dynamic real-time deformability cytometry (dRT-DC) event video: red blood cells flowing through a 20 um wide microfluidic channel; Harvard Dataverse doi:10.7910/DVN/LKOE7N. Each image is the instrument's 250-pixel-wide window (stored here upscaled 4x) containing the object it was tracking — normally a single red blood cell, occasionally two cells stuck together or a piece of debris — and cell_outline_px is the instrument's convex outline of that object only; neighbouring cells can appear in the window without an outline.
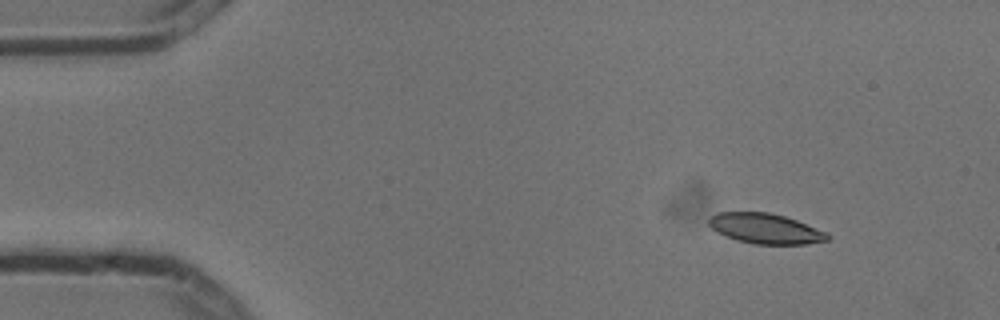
{"species": "common noctule bat (a hibernating species)", "species_latin": "Nyctalus noctula", "temperature_condition": "cold", "stored_images_in_passage": 4, "camera_frame_rate_fps": 3000, "um_per_image_px": 0.085, "animal": {"sex": "male", "body_mass_g": 13.3}, "frame": {"image": 1, "passage_image": 1, "time_ms": 0.0, "image_size_px": [1000, 320], "cell_outline_px": [[832, 236], [828, 240], [804, 244], [756, 244], [736, 240], [716, 232], [708, 224], [708, 216], [716, 212], [768, 212], [784, 216], [796, 220], [824, 232]], "centroid_in_image_um": [64.99, 19.42], "position_along_channel_um": 20.0, "area_um2": 20.81}}
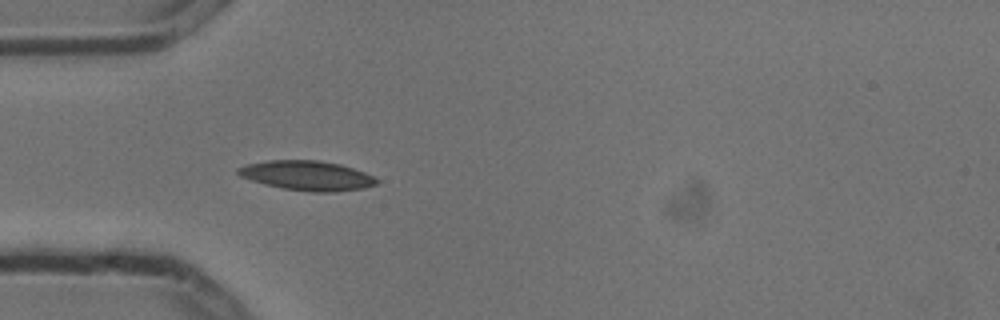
{"frame": {"image": 2, "passage_image": 4, "time_ms": 1.0, "image_size_px": [1000, 320], "cell_outline_px": [[380, 180], [376, 184], [364, 188], [336, 192], [312, 192], [284, 188], [264, 184], [240, 176], [236, 172], [236, 168], [248, 164], [268, 160], [320, 160], [340, 164], [364, 172]], "centroid_in_image_um": [26.11, 14.92], "position_along_channel_um": 58.9, "area_um2": 23.87}}